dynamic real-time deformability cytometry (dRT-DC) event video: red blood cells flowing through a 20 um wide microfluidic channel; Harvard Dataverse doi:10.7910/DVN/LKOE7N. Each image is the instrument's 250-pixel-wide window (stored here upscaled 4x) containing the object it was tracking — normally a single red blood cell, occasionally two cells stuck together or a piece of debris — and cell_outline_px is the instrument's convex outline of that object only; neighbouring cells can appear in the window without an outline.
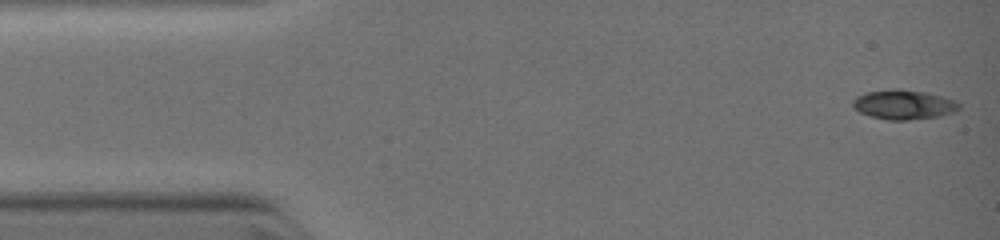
{"species": "common noctule bat (a hibernating species)", "species_latin": "Nyctalus noctula", "temperature_condition": "warm", "stored_images_in_passage": 5, "camera_frame_rate_fps": 3000, "um_per_image_px": 0.085, "animal": {"sex": "female", "body_mass_g": 19.0, "forearm_length_mm": 51.5}, "frame": {"image": 1, "passage_image": 1, "time_ms": 0.0, "image_size_px": [1000, 240], "cell_outline_px": [[960, 108], [952, 112], [936, 116], [908, 120], [888, 120], [872, 116], [860, 112], [852, 104], [852, 100], [856, 96], [868, 92], [892, 88], [900, 88], [924, 92], [940, 96], [952, 100], [960, 104]], "centroid_in_image_um": [76.77, 8.88], "position_along_channel_um": 8.2, "area_um2": 17.98}}